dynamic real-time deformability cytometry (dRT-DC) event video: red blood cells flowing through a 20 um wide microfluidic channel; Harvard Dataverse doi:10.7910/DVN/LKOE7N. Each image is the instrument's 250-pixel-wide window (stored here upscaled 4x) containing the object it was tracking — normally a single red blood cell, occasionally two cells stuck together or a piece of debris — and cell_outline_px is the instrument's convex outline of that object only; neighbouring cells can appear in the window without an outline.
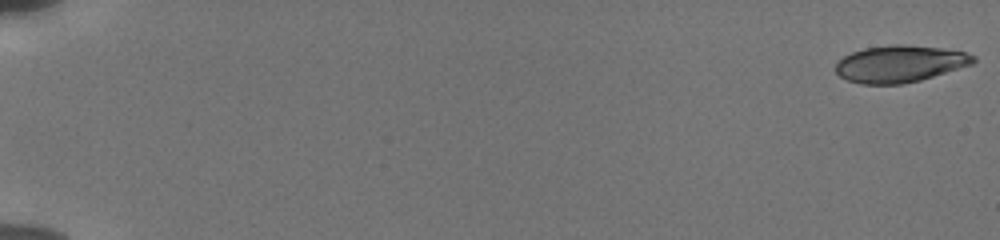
{"species": "human", "species_latin": "Homo sapiens", "temperature_condition": "cold", "stored_images_in_passage": 55, "camera_frame_rate_fps": 3000, "um_per_image_px": 0.085, "donor": {"sex": "male"}, "frame": {"image": 1, "passage_image": 1, "time_ms": 0.0, "image_size_px": [1000, 240], "cell_outline_px": [[976, 60], [972, 64], [920, 80], [900, 84], [860, 84], [848, 80], [840, 76], [836, 72], [836, 64], [844, 56], [852, 52], [864, 48], [892, 44], [900, 44], [940, 48], [964, 52], [976, 56]], "centroid_in_image_um": [76.47, 5.42], "position_along_channel_um": 8.5, "area_um2": 29.3}}
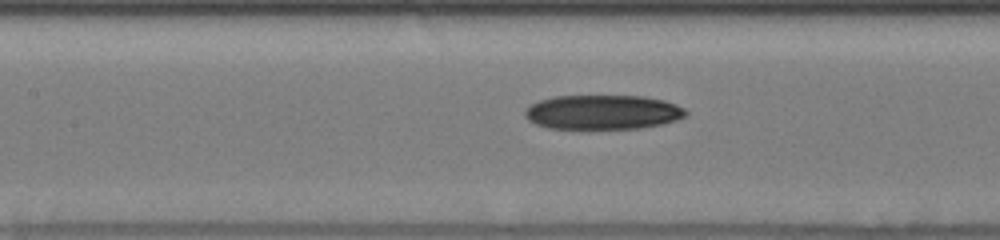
{"frame": {"image": 2, "passage_image": 28, "time_ms": 9.0, "image_size_px": [1000, 240], "cell_outline_px": [[688, 112], [684, 116], [676, 120], [660, 124], [640, 128], [548, 128], [536, 124], [528, 120], [524, 116], [524, 108], [540, 100], [552, 96], [644, 96], [664, 100], [676, 104], [684, 108]], "centroid_in_image_um": [51.21, 9.52], "position_along_channel_um": 156.2, "area_um2": 32.25}}
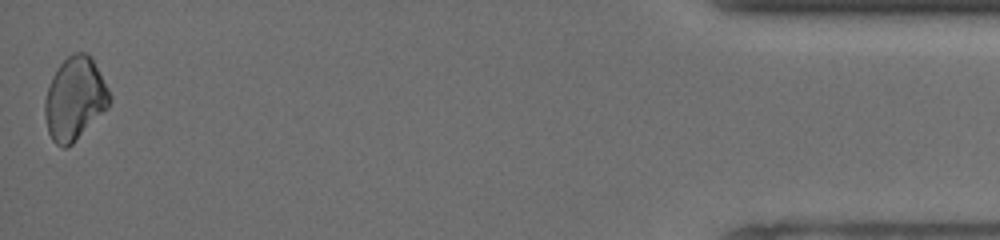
{"frame": {"image": 3, "passage_image": 55, "time_ms": 18.0, "image_size_px": [1000, 240], "cell_outline_px": [[112, 100], [108, 108], [68, 148], [64, 148], [56, 144], [52, 140], [48, 132], [44, 112], [44, 100], [52, 76], [60, 64], [68, 56], [76, 52], [84, 52], [92, 56], [112, 96]], "centroid_in_image_um": [6.37, 8.39], "position_along_channel_um": 428.8, "area_um2": 31.44}, "authors_computed_cell_mechanics": {"area_um2": 31.4432, "velocity_mm_per_s": 3.865, "shape_relaxation_time_tau1_ms": 2.9747, "shape_relaxation_time_tau2_ms": null, "deformation_change_tau1": 0.0942, "deformation_change_tau2": null}}